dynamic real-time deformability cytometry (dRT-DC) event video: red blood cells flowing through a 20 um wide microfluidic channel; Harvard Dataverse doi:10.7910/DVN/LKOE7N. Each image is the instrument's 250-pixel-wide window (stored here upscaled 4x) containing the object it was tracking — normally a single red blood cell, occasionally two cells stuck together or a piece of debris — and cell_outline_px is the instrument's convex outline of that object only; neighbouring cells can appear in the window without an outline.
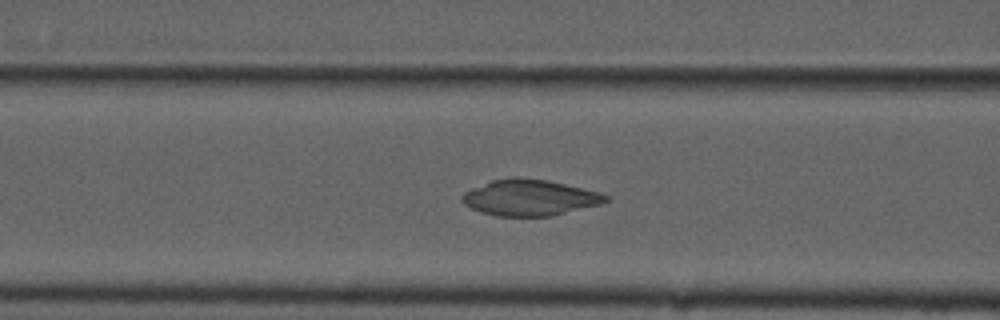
{"species": "common noctule bat (a hibernating species)", "species_latin": "Nyctalus noctula", "temperature_condition": "cold", "stored_images_in_passage": 54, "camera_frame_rate_fps": 3000, "um_per_image_px": 0.085, "animal": {"sex": "male", "forearm_length_mm": 52.5}, "frame": {"image": 1, "passage_image": 22, "time_ms": 7.0, "image_size_px": [1000, 320], "cell_outline_px": [[612, 200], [600, 204], [552, 216], [496, 216], [480, 212], [464, 204], [460, 200], [460, 196], [464, 192], [472, 188], [492, 180], [512, 176], [516, 176], [544, 180], [564, 184], [600, 192], [608, 196]], "centroid_in_image_um": [45.0, 16.8], "position_along_channel_um": 121.6, "area_um2": 30.23}}
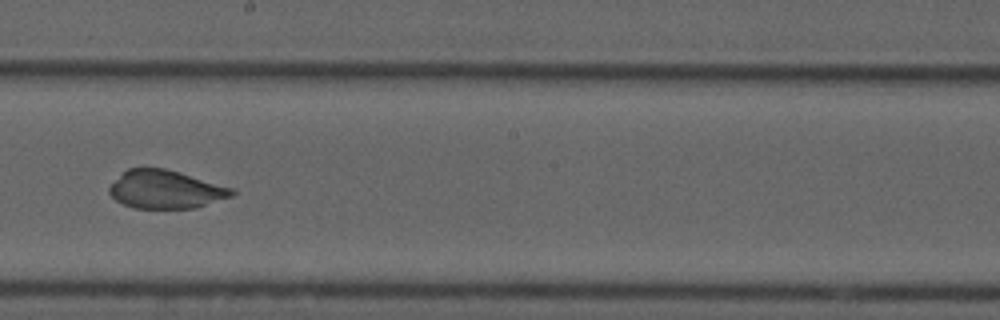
{"frame": {"image": 2, "passage_image": 31, "time_ms": 10.0, "image_size_px": [1000, 320], "cell_outline_px": [[236, 192], [232, 196], [196, 208], [136, 208], [124, 204], [116, 200], [108, 192], [108, 188], [128, 168], [164, 168], [180, 172], [236, 188]], "centroid_in_image_um": [14.14, 16.1], "position_along_channel_um": 234.1, "area_um2": 27.28}}
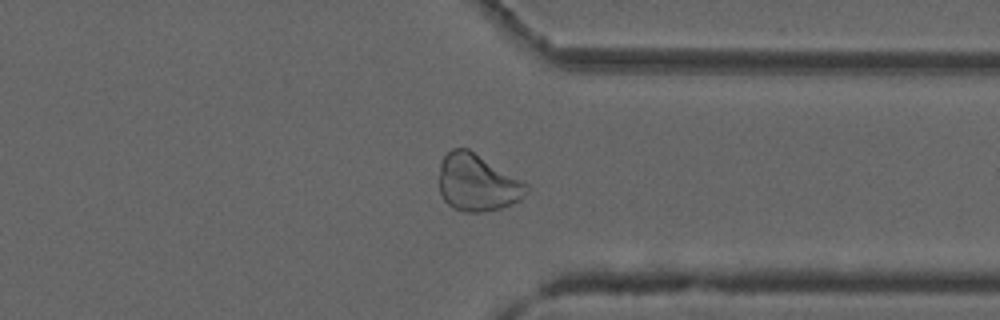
{"frame": {"image": 3, "passage_image": 42, "time_ms": 13.667, "image_size_px": [1000, 320], "cell_outline_px": [[532, 188], [520, 200], [500, 208], [480, 212], [464, 212], [452, 208], [444, 200], [440, 192], [440, 164], [444, 156], [452, 148], [468, 148], [528, 184]], "centroid_in_image_um": [40.58, 15.54], "position_along_channel_um": 370.8, "area_um2": 28.96}, "authors_computed_cell_mechanics": {"area_um2": 29.478, "velocity_mm_per_s": 3.7662, "shape_relaxation_time_tau1_ms": null, "shape_relaxation_time_tau2_ms": 1.7749, "deformation_change_tau1": null, "deformation_change_tau2": 0.0465}}